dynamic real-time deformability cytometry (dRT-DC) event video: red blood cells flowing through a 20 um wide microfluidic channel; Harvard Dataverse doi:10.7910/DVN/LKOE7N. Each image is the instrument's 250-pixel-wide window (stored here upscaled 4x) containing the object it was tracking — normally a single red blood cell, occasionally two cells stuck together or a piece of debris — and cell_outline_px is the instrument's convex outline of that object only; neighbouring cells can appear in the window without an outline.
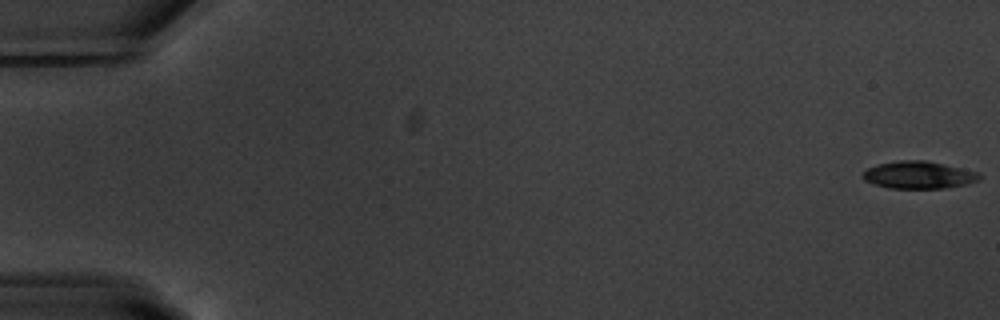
{"species": "common noctule bat (a hibernating species)", "species_latin": "Nyctalus noctula", "temperature_condition": "warm", "stored_images_in_passage": 10, "camera_frame_rate_fps": 3000, "um_per_image_px": 0.085, "animal": {"sex": "male", "body_mass_g": 20.1, "forearm_length_mm": 53.5}, "frame": {"image": 1, "passage_image": 1, "time_ms": 0.0, "image_size_px": [1000, 320], "cell_outline_px": [[980, 180], [968, 184], [944, 188], [888, 188], [872, 184], [864, 180], [860, 176], [868, 168], [876, 164], [900, 160], [924, 160], [944, 164], [976, 172], [980, 176]], "centroid_in_image_um": [78.03, 14.87], "position_along_channel_um": 7.0, "area_um2": 18.61}}